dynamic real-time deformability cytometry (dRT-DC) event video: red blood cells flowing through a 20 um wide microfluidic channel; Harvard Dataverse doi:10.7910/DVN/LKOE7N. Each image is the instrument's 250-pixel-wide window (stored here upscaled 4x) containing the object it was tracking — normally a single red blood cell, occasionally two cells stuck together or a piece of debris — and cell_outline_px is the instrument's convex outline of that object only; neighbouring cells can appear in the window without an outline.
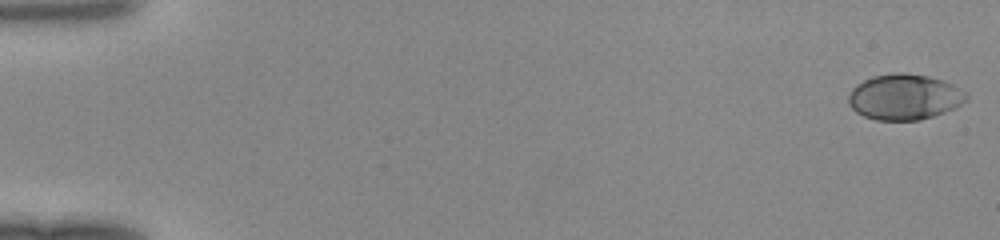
{"species": "human", "species_latin": "Homo sapiens", "temperature_condition": "room temperature", "stored_images_in_passage": 48, "camera_frame_rate_fps": 3000, "um_per_image_px": 0.085, "donor": {"sex": "female"}, "frame": {"image": 1, "passage_image": 1, "time_ms": 0.0, "image_size_px": [1000, 240], "cell_outline_px": [[968, 100], [944, 112], [920, 120], [876, 120], [864, 116], [856, 112], [848, 104], [848, 96], [852, 88], [856, 84], [872, 76], [892, 72], [904, 72], [928, 76], [944, 80], [960, 88], [968, 96]], "centroid_in_image_um": [76.85, 8.23], "position_along_channel_um": 8.2, "area_um2": 31.5}}
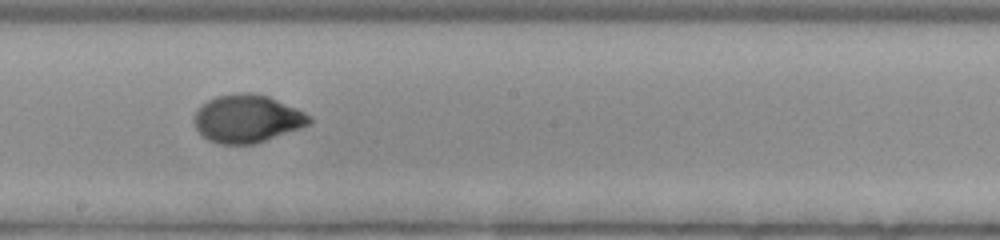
{"frame": {"image": 2, "passage_image": 28, "time_ms": 9.0, "image_size_px": [1000, 240], "cell_outline_px": [[312, 124], [256, 144], [220, 144], [208, 140], [196, 128], [196, 112], [208, 100], [216, 96], [240, 92], [252, 92], [268, 96], [296, 108], [312, 116]], "centroid_in_image_um": [21.07, 10.09], "position_along_channel_um": 227.1, "area_um2": 32.02}}
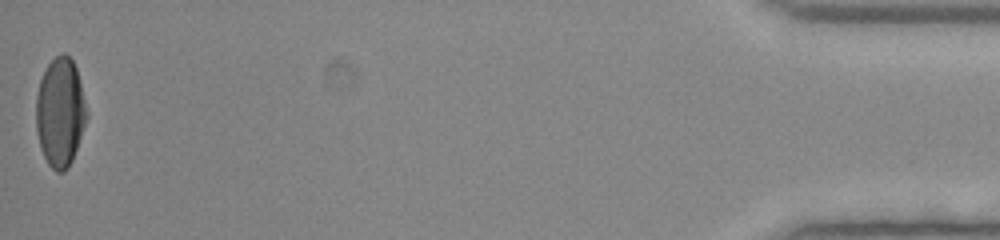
{"frame": {"image": 3, "passage_image": 48, "time_ms": 15.667, "image_size_px": [1000, 240], "cell_outline_px": [[88, 116], [72, 160], [68, 168], [64, 172], [56, 172], [48, 164], [40, 148], [36, 132], [36, 96], [40, 80], [48, 64], [60, 52], [64, 52], [72, 60], [76, 68], [88, 112]], "centroid_in_image_um": [5.11, 9.55], "position_along_channel_um": 430.1, "area_um2": 32.19}}